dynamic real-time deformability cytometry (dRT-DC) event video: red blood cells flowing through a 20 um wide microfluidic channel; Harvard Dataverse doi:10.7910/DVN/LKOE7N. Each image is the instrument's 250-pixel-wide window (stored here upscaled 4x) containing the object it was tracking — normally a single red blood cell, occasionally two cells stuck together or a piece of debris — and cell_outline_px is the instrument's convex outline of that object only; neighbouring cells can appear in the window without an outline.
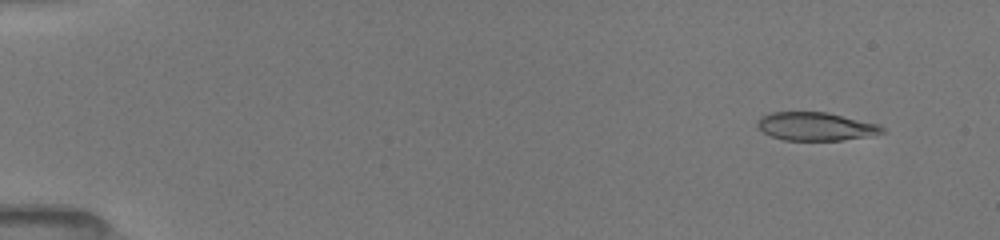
{"species": "common noctule bat (a hibernating species)", "species_latin": "Nyctalus noctula", "temperature_condition": "room temperature", "stored_images_in_passage": 34, "camera_frame_rate_fps": 3000, "um_per_image_px": 0.085, "animal": {"sex": "female", "body_mass_g": 19.5, "forearm_length_mm": 54.1}, "frame": {"image": 1, "passage_image": 4, "time_ms": 1.0, "image_size_px": [1000, 240], "cell_outline_px": [[888, 132], [840, 140], [784, 140], [772, 136], [764, 132], [756, 124], [756, 120], [760, 116], [772, 112], [828, 112], [880, 124]], "centroid_in_image_um": [69.34, 10.73], "position_along_channel_um": 15.7, "area_um2": 20.58}}
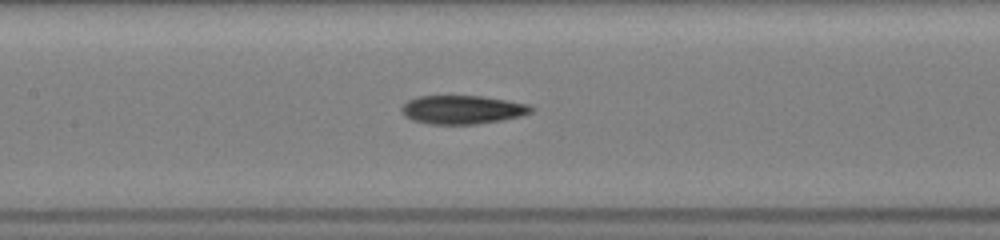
{"frame": {"image": 2, "passage_image": 21, "time_ms": 8.0, "image_size_px": [1000, 240], "cell_outline_px": [[536, 108], [532, 112], [520, 116], [500, 120], [476, 124], [428, 124], [412, 120], [404, 116], [400, 108], [408, 100], [420, 96], [484, 96], [508, 100], [528, 104]], "centroid_in_image_um": [39.31, 9.32], "position_along_channel_um": 168.1, "area_um2": 21.68}}
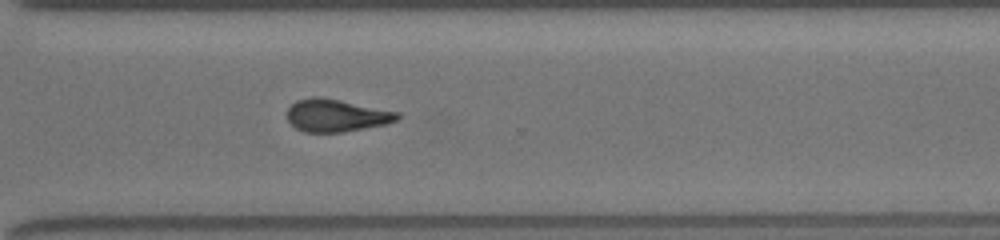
{"frame": {"image": 3, "passage_image": 34, "time_ms": 12.333, "image_size_px": [1000, 240], "cell_outline_px": [[400, 116], [396, 120], [384, 124], [344, 132], [304, 132], [296, 128], [288, 120], [288, 108], [296, 100], [312, 96], [316, 96], [340, 100], [400, 112]], "centroid_in_image_um": [28.57, 9.81], "position_along_channel_um": 342.0, "area_um2": 20.75}}